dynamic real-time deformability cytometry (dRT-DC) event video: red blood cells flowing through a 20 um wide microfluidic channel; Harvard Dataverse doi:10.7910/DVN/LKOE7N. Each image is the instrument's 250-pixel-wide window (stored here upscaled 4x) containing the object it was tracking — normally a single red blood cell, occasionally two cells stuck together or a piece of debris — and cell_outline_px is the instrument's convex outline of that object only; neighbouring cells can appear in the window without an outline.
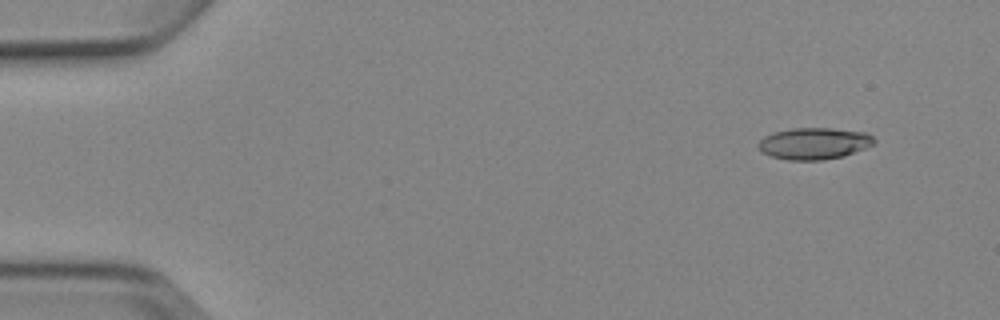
{"species": "Egyptian fruit bat (a non-hibernating species)", "species_latin": "Rousettus aegyptiacus", "temperature_condition": "cold", "stored_images_in_passage": 5, "camera_frame_rate_fps": 3000, "um_per_image_px": 0.085, "animal": {"sex": "female"}, "frame": {"image": 1, "passage_image": 2, "time_ms": 1.333, "image_size_px": [1000, 320], "cell_outline_px": [[876, 140], [872, 144], [864, 148], [844, 156], [824, 160], [788, 160], [772, 156], [764, 152], [756, 144], [764, 136], [772, 132], [792, 128], [832, 128], [868, 132]], "centroid_in_image_um": [69.2, 12.18], "position_along_channel_um": 15.8, "area_um2": 21.39}}
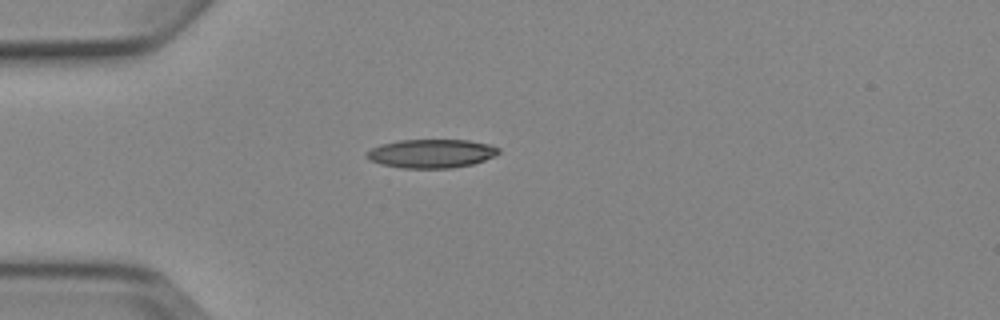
{"frame": {"image": 2, "passage_image": 4, "time_ms": 4.667, "image_size_px": [1000, 320], "cell_outline_px": [[500, 152], [496, 156], [472, 164], [452, 168], [404, 168], [380, 164], [364, 156], [372, 148], [380, 144], [400, 140], [468, 140], [488, 144], [500, 148]], "centroid_in_image_um": [36.69, 13.05], "position_along_channel_um": 48.3, "area_um2": 22.02}}